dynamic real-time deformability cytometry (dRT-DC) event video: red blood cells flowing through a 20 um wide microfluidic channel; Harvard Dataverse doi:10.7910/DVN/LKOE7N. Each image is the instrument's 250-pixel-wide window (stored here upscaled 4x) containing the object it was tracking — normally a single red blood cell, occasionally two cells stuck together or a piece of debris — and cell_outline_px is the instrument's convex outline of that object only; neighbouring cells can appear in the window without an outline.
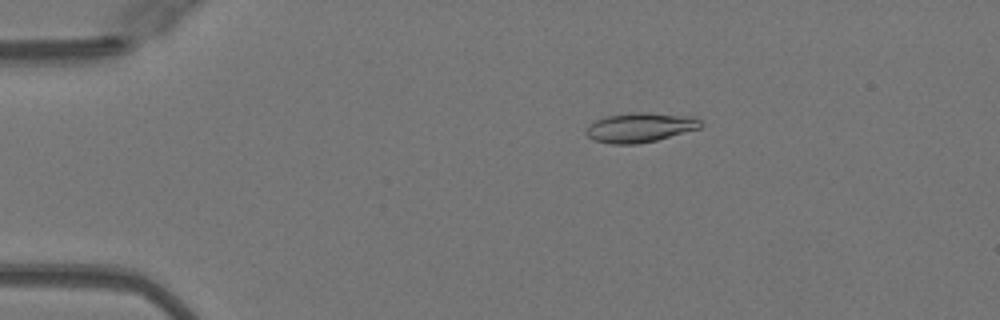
{"species": "Egyptian fruit bat (a non-hibernating species)", "species_latin": "Rousettus aegyptiacus", "temperature_condition": "warm", "stored_images_in_passage": 50, "camera_frame_rate_fps": 3000, "um_per_image_px": 0.085, "animal": {"sex": "female"}, "frame": {"image": 1, "passage_image": 10, "time_ms": 3.0, "image_size_px": [1000, 320], "cell_outline_px": [[704, 124], [700, 128], [656, 140], [636, 144], [612, 144], [592, 140], [584, 132], [596, 120], [608, 116], [632, 112], [648, 112], [696, 116]], "centroid_in_image_um": [54.45, 10.82], "position_along_channel_um": 30.5, "area_um2": 19.77}}
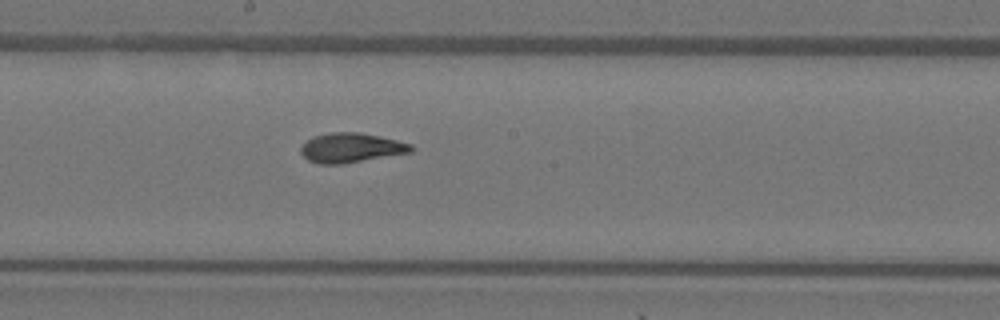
{"frame": {"image": 2, "passage_image": 28, "time_ms": 9.0, "image_size_px": [1000, 320], "cell_outline_px": [[416, 148], [412, 152], [344, 164], [316, 164], [308, 160], [300, 152], [300, 148], [312, 136], [332, 132], [356, 132], [380, 136], [412, 144]], "centroid_in_image_um": [29.85, 12.57], "position_along_channel_um": 218.3, "area_um2": 19.13}}
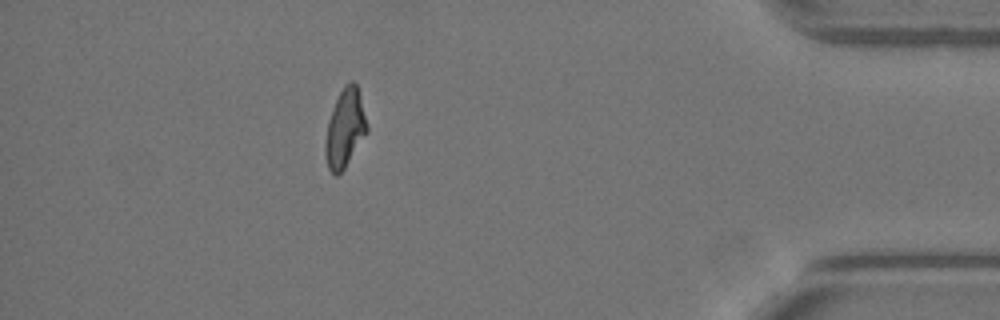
{"frame": {"image": 3, "passage_image": 45, "time_ms": 14.667, "image_size_px": [1000, 320], "cell_outline_px": [[368, 132], [344, 168], [336, 176], [328, 168], [324, 152], [324, 144], [328, 120], [332, 108], [344, 84], [352, 80], [356, 84], [368, 128]], "centroid_in_image_um": [29.3, 10.92], "position_along_channel_um": 405.9, "area_um2": 18.79}, "authors_computed_cell_mechanics": {"area_um2": 18.8717, "velocity_mm_per_s": 4.0969, "shape_relaxation_time_tau1_ms": 5.6323, "shape_relaxation_time_tau2_ms": 1.5114, "deformation_change_tau1": 0.2155, "deformation_change_tau2": 0.078}}